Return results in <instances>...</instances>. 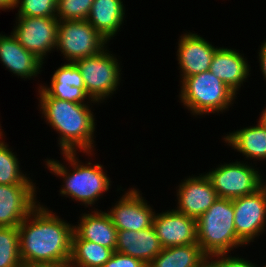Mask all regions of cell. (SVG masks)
I'll return each instance as SVG.
<instances>
[{
  "label": "cell",
  "instance_id": "obj_32",
  "mask_svg": "<svg viewBox=\"0 0 266 267\" xmlns=\"http://www.w3.org/2000/svg\"><path fill=\"white\" fill-rule=\"evenodd\" d=\"M258 52V58L260 62L261 72L263 73L264 79L266 80V41H264Z\"/></svg>",
  "mask_w": 266,
  "mask_h": 267
},
{
  "label": "cell",
  "instance_id": "obj_31",
  "mask_svg": "<svg viewBox=\"0 0 266 267\" xmlns=\"http://www.w3.org/2000/svg\"><path fill=\"white\" fill-rule=\"evenodd\" d=\"M215 260H214V259ZM210 259H213L212 261L218 266V267H258L256 264L250 262L249 260H246L244 258L232 257L227 254H217Z\"/></svg>",
  "mask_w": 266,
  "mask_h": 267
},
{
  "label": "cell",
  "instance_id": "obj_17",
  "mask_svg": "<svg viewBox=\"0 0 266 267\" xmlns=\"http://www.w3.org/2000/svg\"><path fill=\"white\" fill-rule=\"evenodd\" d=\"M235 49H216L209 71L219 78L236 95L243 82L250 75L247 59Z\"/></svg>",
  "mask_w": 266,
  "mask_h": 267
},
{
  "label": "cell",
  "instance_id": "obj_37",
  "mask_svg": "<svg viewBox=\"0 0 266 267\" xmlns=\"http://www.w3.org/2000/svg\"><path fill=\"white\" fill-rule=\"evenodd\" d=\"M266 181V180H265ZM260 188L264 191V194L266 196V182H264V180L262 179L261 176V184H260Z\"/></svg>",
  "mask_w": 266,
  "mask_h": 267
},
{
  "label": "cell",
  "instance_id": "obj_9",
  "mask_svg": "<svg viewBox=\"0 0 266 267\" xmlns=\"http://www.w3.org/2000/svg\"><path fill=\"white\" fill-rule=\"evenodd\" d=\"M13 34L19 43L42 62L57 46L59 20L56 17H17Z\"/></svg>",
  "mask_w": 266,
  "mask_h": 267
},
{
  "label": "cell",
  "instance_id": "obj_18",
  "mask_svg": "<svg viewBox=\"0 0 266 267\" xmlns=\"http://www.w3.org/2000/svg\"><path fill=\"white\" fill-rule=\"evenodd\" d=\"M163 247L153 226L139 231L118 230L115 251L140 259L148 265Z\"/></svg>",
  "mask_w": 266,
  "mask_h": 267
},
{
  "label": "cell",
  "instance_id": "obj_8",
  "mask_svg": "<svg viewBox=\"0 0 266 267\" xmlns=\"http://www.w3.org/2000/svg\"><path fill=\"white\" fill-rule=\"evenodd\" d=\"M261 173L248 163H224L206 173L218 198L235 199L260 189Z\"/></svg>",
  "mask_w": 266,
  "mask_h": 267
},
{
  "label": "cell",
  "instance_id": "obj_11",
  "mask_svg": "<svg viewBox=\"0 0 266 267\" xmlns=\"http://www.w3.org/2000/svg\"><path fill=\"white\" fill-rule=\"evenodd\" d=\"M144 200L139 190H129L106 213L117 230L139 231L153 226L155 211Z\"/></svg>",
  "mask_w": 266,
  "mask_h": 267
},
{
  "label": "cell",
  "instance_id": "obj_22",
  "mask_svg": "<svg viewBox=\"0 0 266 267\" xmlns=\"http://www.w3.org/2000/svg\"><path fill=\"white\" fill-rule=\"evenodd\" d=\"M207 259L198 243L188 244L163 248L148 267H200Z\"/></svg>",
  "mask_w": 266,
  "mask_h": 267
},
{
  "label": "cell",
  "instance_id": "obj_16",
  "mask_svg": "<svg viewBox=\"0 0 266 267\" xmlns=\"http://www.w3.org/2000/svg\"><path fill=\"white\" fill-rule=\"evenodd\" d=\"M0 61L14 75L25 79L40 74L44 63L27 51L12 32L9 36L0 34Z\"/></svg>",
  "mask_w": 266,
  "mask_h": 267
},
{
  "label": "cell",
  "instance_id": "obj_26",
  "mask_svg": "<svg viewBox=\"0 0 266 267\" xmlns=\"http://www.w3.org/2000/svg\"><path fill=\"white\" fill-rule=\"evenodd\" d=\"M94 0H57L59 21L87 20Z\"/></svg>",
  "mask_w": 266,
  "mask_h": 267
},
{
  "label": "cell",
  "instance_id": "obj_6",
  "mask_svg": "<svg viewBox=\"0 0 266 267\" xmlns=\"http://www.w3.org/2000/svg\"><path fill=\"white\" fill-rule=\"evenodd\" d=\"M109 52L106 47L96 55L74 62L81 72L86 94L97 104L114 94L121 80L119 60Z\"/></svg>",
  "mask_w": 266,
  "mask_h": 267
},
{
  "label": "cell",
  "instance_id": "obj_24",
  "mask_svg": "<svg viewBox=\"0 0 266 267\" xmlns=\"http://www.w3.org/2000/svg\"><path fill=\"white\" fill-rule=\"evenodd\" d=\"M1 128V126H0ZM3 137V132L0 129V138ZM2 139L0 140V184L15 185V184H35L20 170L19 160L16 155L8 148ZM29 178V179H28Z\"/></svg>",
  "mask_w": 266,
  "mask_h": 267
},
{
  "label": "cell",
  "instance_id": "obj_27",
  "mask_svg": "<svg viewBox=\"0 0 266 267\" xmlns=\"http://www.w3.org/2000/svg\"><path fill=\"white\" fill-rule=\"evenodd\" d=\"M17 7L18 17H56L57 0H15Z\"/></svg>",
  "mask_w": 266,
  "mask_h": 267
},
{
  "label": "cell",
  "instance_id": "obj_25",
  "mask_svg": "<svg viewBox=\"0 0 266 267\" xmlns=\"http://www.w3.org/2000/svg\"><path fill=\"white\" fill-rule=\"evenodd\" d=\"M18 227H0V267H24Z\"/></svg>",
  "mask_w": 266,
  "mask_h": 267
},
{
  "label": "cell",
  "instance_id": "obj_5",
  "mask_svg": "<svg viewBox=\"0 0 266 267\" xmlns=\"http://www.w3.org/2000/svg\"><path fill=\"white\" fill-rule=\"evenodd\" d=\"M180 87V100L194 116L223 112L234 103L233 100L237 97L209 70L186 77Z\"/></svg>",
  "mask_w": 266,
  "mask_h": 267
},
{
  "label": "cell",
  "instance_id": "obj_30",
  "mask_svg": "<svg viewBox=\"0 0 266 267\" xmlns=\"http://www.w3.org/2000/svg\"><path fill=\"white\" fill-rule=\"evenodd\" d=\"M102 267H148V265L140 259L115 251Z\"/></svg>",
  "mask_w": 266,
  "mask_h": 267
},
{
  "label": "cell",
  "instance_id": "obj_19",
  "mask_svg": "<svg viewBox=\"0 0 266 267\" xmlns=\"http://www.w3.org/2000/svg\"><path fill=\"white\" fill-rule=\"evenodd\" d=\"M97 210L81 215L80 223L74 225V232L82 240L97 243L115 252L118 230L106 212Z\"/></svg>",
  "mask_w": 266,
  "mask_h": 267
},
{
  "label": "cell",
  "instance_id": "obj_34",
  "mask_svg": "<svg viewBox=\"0 0 266 267\" xmlns=\"http://www.w3.org/2000/svg\"><path fill=\"white\" fill-rule=\"evenodd\" d=\"M200 267H218V266L212 261V259L208 258Z\"/></svg>",
  "mask_w": 266,
  "mask_h": 267
},
{
  "label": "cell",
  "instance_id": "obj_4",
  "mask_svg": "<svg viewBox=\"0 0 266 267\" xmlns=\"http://www.w3.org/2000/svg\"><path fill=\"white\" fill-rule=\"evenodd\" d=\"M196 222L197 243L208 258L244 245L236 235L233 199L217 198Z\"/></svg>",
  "mask_w": 266,
  "mask_h": 267
},
{
  "label": "cell",
  "instance_id": "obj_21",
  "mask_svg": "<svg viewBox=\"0 0 266 267\" xmlns=\"http://www.w3.org/2000/svg\"><path fill=\"white\" fill-rule=\"evenodd\" d=\"M258 124L236 130L224 136V141L245 155L246 158L266 160V125L259 119Z\"/></svg>",
  "mask_w": 266,
  "mask_h": 267
},
{
  "label": "cell",
  "instance_id": "obj_33",
  "mask_svg": "<svg viewBox=\"0 0 266 267\" xmlns=\"http://www.w3.org/2000/svg\"><path fill=\"white\" fill-rule=\"evenodd\" d=\"M15 7V0H0V9H14Z\"/></svg>",
  "mask_w": 266,
  "mask_h": 267
},
{
  "label": "cell",
  "instance_id": "obj_28",
  "mask_svg": "<svg viewBox=\"0 0 266 267\" xmlns=\"http://www.w3.org/2000/svg\"><path fill=\"white\" fill-rule=\"evenodd\" d=\"M50 97L57 98L59 100H66L75 103H85V99H88L87 103H97L89 98V96L78 87L72 85H61V83H51V86H39ZM88 97V98H87ZM92 101V102H91Z\"/></svg>",
  "mask_w": 266,
  "mask_h": 267
},
{
  "label": "cell",
  "instance_id": "obj_29",
  "mask_svg": "<svg viewBox=\"0 0 266 267\" xmlns=\"http://www.w3.org/2000/svg\"><path fill=\"white\" fill-rule=\"evenodd\" d=\"M50 83L72 85L74 87L81 88L86 93L81 72L77 65L72 62L65 63L58 67V69L52 75Z\"/></svg>",
  "mask_w": 266,
  "mask_h": 267
},
{
  "label": "cell",
  "instance_id": "obj_20",
  "mask_svg": "<svg viewBox=\"0 0 266 267\" xmlns=\"http://www.w3.org/2000/svg\"><path fill=\"white\" fill-rule=\"evenodd\" d=\"M124 15L122 0H94L87 21L109 42L121 29Z\"/></svg>",
  "mask_w": 266,
  "mask_h": 267
},
{
  "label": "cell",
  "instance_id": "obj_13",
  "mask_svg": "<svg viewBox=\"0 0 266 267\" xmlns=\"http://www.w3.org/2000/svg\"><path fill=\"white\" fill-rule=\"evenodd\" d=\"M153 228L163 248L197 243L196 219L175 209L155 213Z\"/></svg>",
  "mask_w": 266,
  "mask_h": 267
},
{
  "label": "cell",
  "instance_id": "obj_36",
  "mask_svg": "<svg viewBox=\"0 0 266 267\" xmlns=\"http://www.w3.org/2000/svg\"><path fill=\"white\" fill-rule=\"evenodd\" d=\"M33 267H70V265L69 264H58V265L33 266Z\"/></svg>",
  "mask_w": 266,
  "mask_h": 267
},
{
  "label": "cell",
  "instance_id": "obj_14",
  "mask_svg": "<svg viewBox=\"0 0 266 267\" xmlns=\"http://www.w3.org/2000/svg\"><path fill=\"white\" fill-rule=\"evenodd\" d=\"M176 211L196 220L208 210L218 198L212 182L206 174L189 176L179 184Z\"/></svg>",
  "mask_w": 266,
  "mask_h": 267
},
{
  "label": "cell",
  "instance_id": "obj_12",
  "mask_svg": "<svg viewBox=\"0 0 266 267\" xmlns=\"http://www.w3.org/2000/svg\"><path fill=\"white\" fill-rule=\"evenodd\" d=\"M35 192V184H0V227H18L39 204Z\"/></svg>",
  "mask_w": 266,
  "mask_h": 267
},
{
  "label": "cell",
  "instance_id": "obj_3",
  "mask_svg": "<svg viewBox=\"0 0 266 267\" xmlns=\"http://www.w3.org/2000/svg\"><path fill=\"white\" fill-rule=\"evenodd\" d=\"M77 153H62L63 157L65 156L64 160H67L71 167L73 166V170H69L63 163L61 164L54 159H47L45 165H47L51 173L64 179V185L59 191L61 196L70 197L77 202H81L86 207L92 206L96 204L95 202L103 195V192L105 193L109 190L111 181L106 173L103 172L104 168L101 164H92L89 161L84 165V163L78 161Z\"/></svg>",
  "mask_w": 266,
  "mask_h": 267
},
{
  "label": "cell",
  "instance_id": "obj_23",
  "mask_svg": "<svg viewBox=\"0 0 266 267\" xmlns=\"http://www.w3.org/2000/svg\"><path fill=\"white\" fill-rule=\"evenodd\" d=\"M114 251L105 246L82 240L75 232L72 236L70 267H102Z\"/></svg>",
  "mask_w": 266,
  "mask_h": 267
},
{
  "label": "cell",
  "instance_id": "obj_35",
  "mask_svg": "<svg viewBox=\"0 0 266 267\" xmlns=\"http://www.w3.org/2000/svg\"><path fill=\"white\" fill-rule=\"evenodd\" d=\"M262 114L260 115V120L266 125V107L265 109H263V111L261 112Z\"/></svg>",
  "mask_w": 266,
  "mask_h": 267
},
{
  "label": "cell",
  "instance_id": "obj_7",
  "mask_svg": "<svg viewBox=\"0 0 266 267\" xmlns=\"http://www.w3.org/2000/svg\"><path fill=\"white\" fill-rule=\"evenodd\" d=\"M106 44L107 40L87 20L59 21L56 49L68 62L96 55Z\"/></svg>",
  "mask_w": 266,
  "mask_h": 267
},
{
  "label": "cell",
  "instance_id": "obj_15",
  "mask_svg": "<svg viewBox=\"0 0 266 267\" xmlns=\"http://www.w3.org/2000/svg\"><path fill=\"white\" fill-rule=\"evenodd\" d=\"M177 59L182 73V82L186 77L200 74L210 69L215 48L200 35L187 32L178 40Z\"/></svg>",
  "mask_w": 266,
  "mask_h": 267
},
{
  "label": "cell",
  "instance_id": "obj_1",
  "mask_svg": "<svg viewBox=\"0 0 266 267\" xmlns=\"http://www.w3.org/2000/svg\"><path fill=\"white\" fill-rule=\"evenodd\" d=\"M18 232L24 267L69 264L74 225L40 202L19 224Z\"/></svg>",
  "mask_w": 266,
  "mask_h": 267
},
{
  "label": "cell",
  "instance_id": "obj_10",
  "mask_svg": "<svg viewBox=\"0 0 266 267\" xmlns=\"http://www.w3.org/2000/svg\"><path fill=\"white\" fill-rule=\"evenodd\" d=\"M233 209L236 235L244 245L262 235L266 225V196L261 188L233 199Z\"/></svg>",
  "mask_w": 266,
  "mask_h": 267
},
{
  "label": "cell",
  "instance_id": "obj_2",
  "mask_svg": "<svg viewBox=\"0 0 266 267\" xmlns=\"http://www.w3.org/2000/svg\"><path fill=\"white\" fill-rule=\"evenodd\" d=\"M39 106L47 124L59 133L61 153L80 152L92 155L95 116L87 103H75L50 97L39 87Z\"/></svg>",
  "mask_w": 266,
  "mask_h": 267
}]
</instances>
